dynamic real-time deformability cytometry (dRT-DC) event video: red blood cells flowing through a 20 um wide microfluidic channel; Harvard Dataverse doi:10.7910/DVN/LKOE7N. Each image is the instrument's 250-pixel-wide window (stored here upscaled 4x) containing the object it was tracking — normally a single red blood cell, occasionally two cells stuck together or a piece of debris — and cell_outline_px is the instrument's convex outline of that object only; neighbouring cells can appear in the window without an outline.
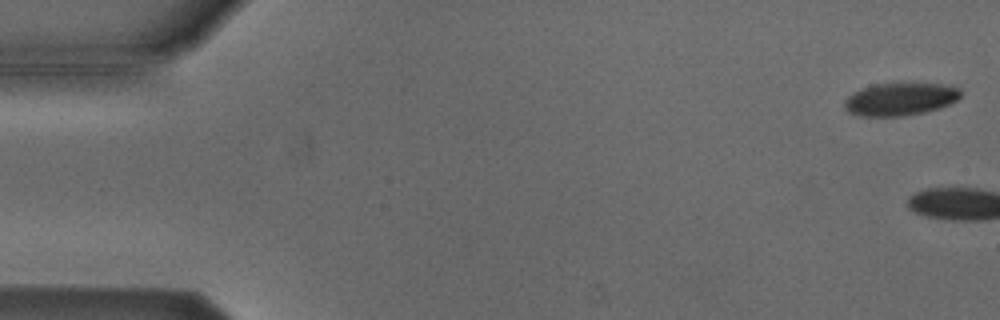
{"species": "Egyptian fruit bat (a non-hibernating species)", "species_latin": "Rousettus aegyptiacus", "temperature_condition": "cold", "stored_images_in_passage": 4, "camera_frame_rate_fps": 3000, "um_per_image_px": 0.085, "animal": {"sex": "male"}, "frame": {"image": 1, "passage_image": 2, "time_ms": 0.333, "image_size_px": [1000, 320], "cell_outline_px": [[960, 96], [956, 100], [948, 104], [924, 112], [900, 116], [860, 116], [848, 112], [844, 108], [844, 100], [852, 92], [860, 88], [872, 84], [940, 84], [960, 88]], "centroid_in_image_um": [76.44, 8.43], "position_along_channel_um": 8.6, "area_um2": 21.91}}